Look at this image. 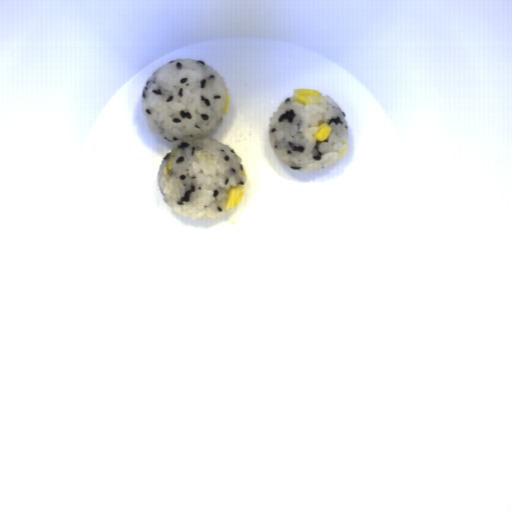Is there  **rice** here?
Segmentation results:
<instances>
[{"label": "rice", "instance_id": "obj_1", "mask_svg": "<svg viewBox=\"0 0 512 512\" xmlns=\"http://www.w3.org/2000/svg\"><path fill=\"white\" fill-rule=\"evenodd\" d=\"M228 94L225 78L203 60L179 58L163 64L146 80L142 114L150 131L175 142L161 161L157 184L163 201L183 218L218 219L231 187L246 186L242 159L216 139ZM171 154V170L167 163Z\"/></svg>", "mask_w": 512, "mask_h": 512}, {"label": "rice", "instance_id": "obj_2", "mask_svg": "<svg viewBox=\"0 0 512 512\" xmlns=\"http://www.w3.org/2000/svg\"><path fill=\"white\" fill-rule=\"evenodd\" d=\"M309 103L295 102L294 96L279 104L268 125V140L280 162L299 171H314L338 161L348 141L346 114L329 96H307ZM332 128L325 141L312 135L317 125Z\"/></svg>", "mask_w": 512, "mask_h": 512}]
</instances>
